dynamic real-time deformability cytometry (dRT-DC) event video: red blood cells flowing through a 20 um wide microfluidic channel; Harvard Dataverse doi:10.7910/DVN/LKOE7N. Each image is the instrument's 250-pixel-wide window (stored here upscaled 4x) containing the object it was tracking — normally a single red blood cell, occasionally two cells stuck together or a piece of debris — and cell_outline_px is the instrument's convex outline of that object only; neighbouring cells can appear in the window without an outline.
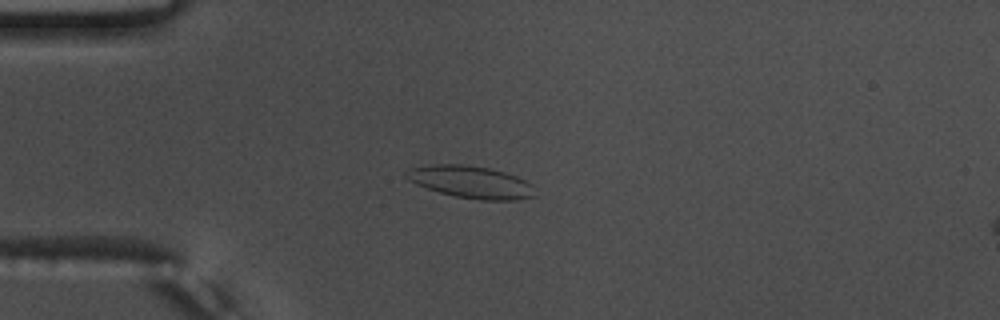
{"species": "common noctule bat (a hibernating species)", "species_latin": "Nyctalus noctula", "temperature_condition": "warm", "stored_images_in_passage": 48, "camera_frame_rate_fps": 3000, "um_per_image_px": 0.085, "animal": {"sex": "male", "body_mass_g": 17.5, "forearm_length_mm": 52.3}, "frame": {"image": 1, "passage_image": 14, "time_ms": 4.333, "image_size_px": [1000, 320], "cell_outline_px": [[536, 196], [516, 200], [480, 200], [456, 196], [440, 192], [416, 184], [408, 180], [404, 176], [404, 172], [408, 168], [436, 164], [460, 164], [488, 168], [504, 172], [516, 176], [532, 184]], "centroid_in_image_um": [40.01, 15.47], "position_along_channel_um": 45.0, "area_um2": 24.1}}
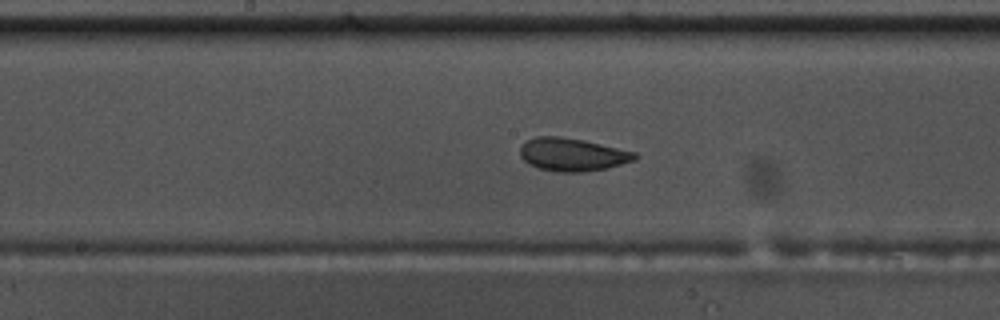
{"frame": {"image": 2, "passage_image": 28, "time_ms": 9.0, "image_size_px": [1000, 320], "cell_outline_px": [[640, 156], [636, 160], [608, 168], [584, 172], [552, 172], [536, 168], [528, 164], [520, 156], [520, 148], [528, 140], [536, 136], [560, 136], [584, 140], [636, 152]], "centroid_in_image_um": [48.67, 13.15], "position_along_channel_um": 199.5, "area_um2": 22.37}}
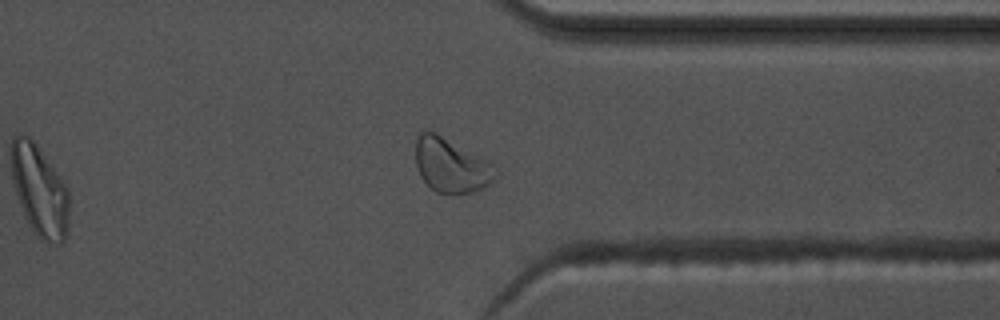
{"frame": {"image": 3, "passage_image": 42, "time_ms": 13.667, "image_size_px": [1000, 320], "cell_outline_px": [[500, 172], [488, 184], [472, 192], [456, 196], [436, 192], [420, 176], [416, 164], [416, 140], [420, 132], [424, 128], [436, 132], [492, 164]], "centroid_in_image_um": [38.31, 14.06], "position_along_channel_um": 373.1, "area_um2": 25.26}, "authors_computed_cell_mechanics": {"area_um2": 22.3686, "velocity_mm_per_s": 3.7668, "shape_relaxation_time_tau1_ms": 5.3864, "shape_relaxation_time_tau2_ms": 1.6401, "deformation_change_tau1": 0.1305, "deformation_change_tau2": 0.0877}}